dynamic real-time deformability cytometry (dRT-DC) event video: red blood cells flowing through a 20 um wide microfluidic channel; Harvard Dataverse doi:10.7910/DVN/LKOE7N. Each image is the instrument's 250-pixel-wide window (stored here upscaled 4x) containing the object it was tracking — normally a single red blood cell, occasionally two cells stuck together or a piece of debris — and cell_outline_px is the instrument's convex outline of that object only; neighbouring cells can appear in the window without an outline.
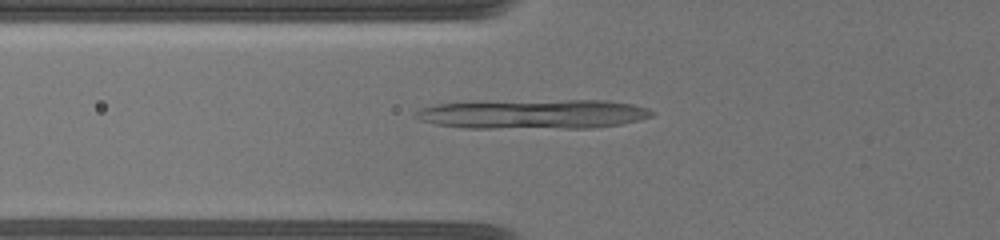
{"species": "common noctule bat (a hibernating species)", "species_latin": "Nyctalus noctula", "temperature_condition": "warm", "stored_images_in_passage": 50, "segment_of_instrument_passage": [1, 2], "camera_frame_rate_fps": 3000, "um_per_image_px": 0.085, "animal": {"sex": "female", "body_mass_g": 19.5, "forearm_length_mm": 54.1}, "frame": {"image": 1, "passage_image": 5, "time_ms": 1.0, "image_size_px": [1000, 240], "cell_outline_px": [[656, 112], [652, 116], [620, 124], [588, 128], [468, 128], [436, 124], [420, 120], [412, 116], [420, 108], [440, 104], [572, 100], [600, 100], [632, 104], [648, 108]], "centroid_in_image_um": [45.37, 9.72], "position_along_channel_um": 80.4, "area_um2": 39.71}}
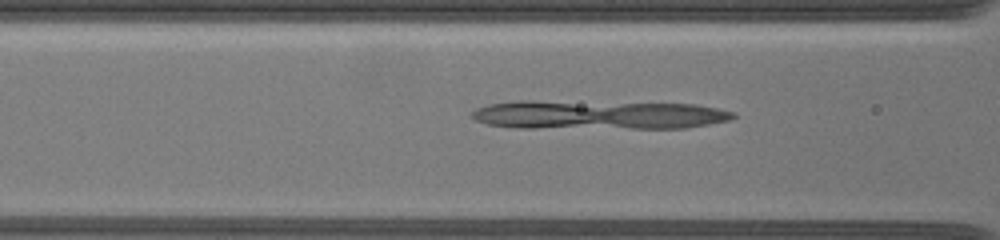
{"frame": {"image": 2, "passage_image": 10, "time_ms": 2.0, "image_size_px": [1000, 240], "cell_outline_px": [[736, 116], [728, 120], [708, 124], [684, 128], [516, 128], [488, 124], [476, 120], [468, 116], [476, 108], [488, 104], [520, 100], [692, 104], [716, 108], [736, 112]], "centroid_in_image_um": [50.79, 9.76], "position_along_channel_um": 115.8, "area_um2": 44.27}}